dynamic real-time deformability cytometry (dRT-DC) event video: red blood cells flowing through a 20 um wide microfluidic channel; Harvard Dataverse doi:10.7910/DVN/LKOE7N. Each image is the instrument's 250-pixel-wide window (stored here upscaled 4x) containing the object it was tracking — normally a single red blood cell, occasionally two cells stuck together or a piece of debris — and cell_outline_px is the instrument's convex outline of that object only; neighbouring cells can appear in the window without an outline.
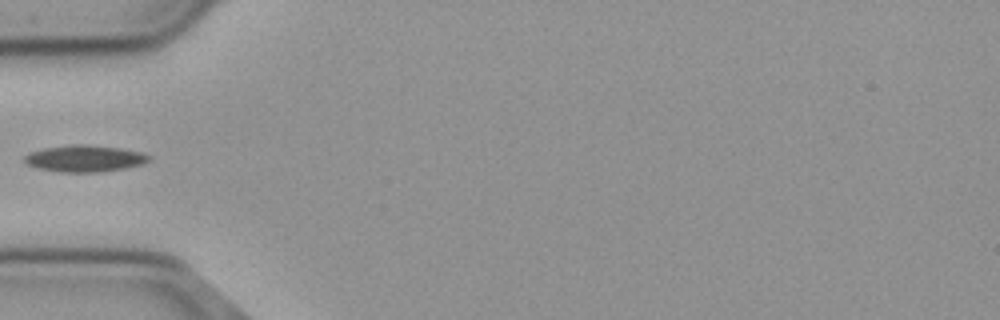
{"species": "common noctule bat (a hibernating species)", "species_latin": "Nyctalus noctula", "temperature_condition": "cold", "stored_images_in_passage": 17, "camera_frame_rate_fps": 3000, "um_per_image_px": 0.085, "animal": {"sex": "male", "body_mass_g": 23.1, "forearm_length_mm": 52.7}, "frame": {"image": 1, "passage_image": 1, "time_ms": 0.0, "image_size_px": [1000, 320], "cell_outline_px": [[148, 160], [140, 164], [124, 168], [100, 172], [60, 172], [36, 168], [28, 164], [24, 160], [24, 156], [32, 152], [44, 148], [72, 144], [84, 144], [120, 148], [144, 152], [148, 156]], "centroid_in_image_um": [7.17, 13.47], "position_along_channel_um": 77.8, "area_um2": 19.13}}